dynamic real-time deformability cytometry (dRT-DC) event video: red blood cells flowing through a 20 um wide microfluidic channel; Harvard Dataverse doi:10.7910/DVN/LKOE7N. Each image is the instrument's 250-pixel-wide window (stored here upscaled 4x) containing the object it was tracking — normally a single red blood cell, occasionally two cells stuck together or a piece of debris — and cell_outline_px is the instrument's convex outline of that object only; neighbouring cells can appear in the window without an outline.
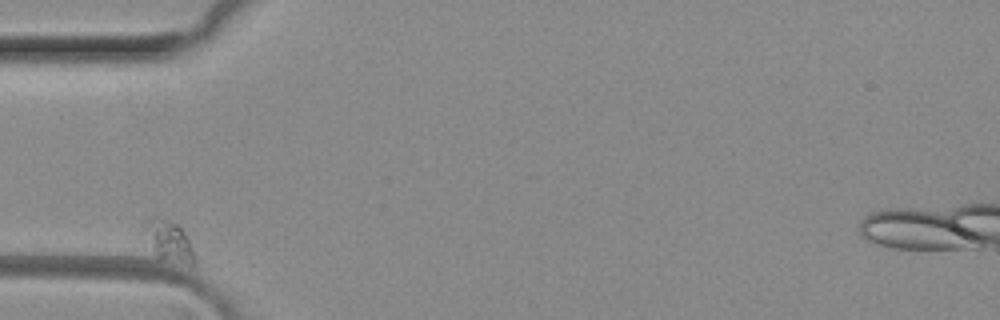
{"species": "common noctule bat (a hibernating species)", "species_latin": "Nyctalus noctula", "temperature_condition": "room temperature", "stored_images_in_passage": 2, "camera_frame_rate_fps": 3000, "um_per_image_px": 0.085, "animal": {"sex": "female", "body_mass_g": 29.2, "forearm_length_mm": 56.3}, "frame": {"image": 1, "passage_image": 1, "time_ms": 0.0, "image_size_px": [1000, 320], "cell_outline_px": [[192, 264], [156, 256], [140, 232], [144, 224], [152, 216], [156, 216], [176, 224], [180, 228], [188, 240], [192, 248]], "centroid_in_image_um": [14.2, 20.4], "position_along_channel_um": 70.8, "area_um2": 11.39}}